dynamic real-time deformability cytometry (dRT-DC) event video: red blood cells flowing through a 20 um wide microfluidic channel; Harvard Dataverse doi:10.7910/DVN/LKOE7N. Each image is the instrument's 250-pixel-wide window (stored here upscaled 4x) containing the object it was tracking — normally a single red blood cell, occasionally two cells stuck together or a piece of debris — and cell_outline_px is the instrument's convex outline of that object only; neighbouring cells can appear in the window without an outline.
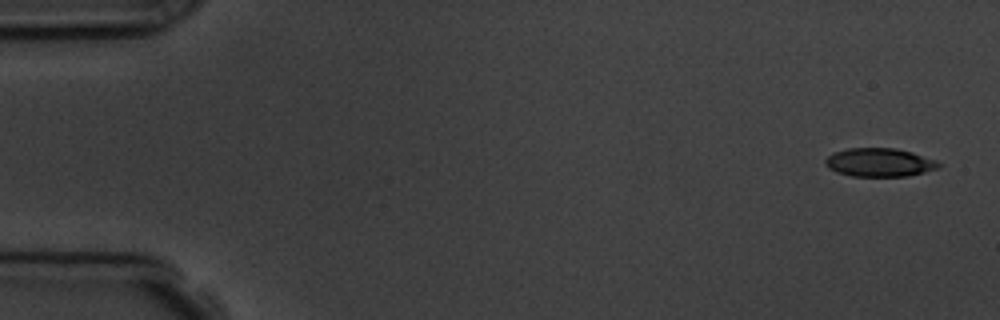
{"species": "common noctule bat (a hibernating species)", "species_latin": "Nyctalus noctula", "temperature_condition": "room temperature", "stored_images_in_passage": 5, "camera_frame_rate_fps": 3000, "um_per_image_px": 0.085, "animal": {"sex": "male", "body_mass_g": 19.5, "forearm_length_mm": 54.6}, "frame": {"image": 1, "passage_image": 1, "time_ms": 0.0, "image_size_px": [1000, 320], "cell_outline_px": [[940, 168], [908, 176], [852, 176], [836, 172], [828, 168], [824, 164], [824, 160], [832, 152], [848, 148], [896, 148], [912, 152], [936, 160], [940, 164]], "centroid_in_image_um": [74.73, 13.8], "position_along_channel_um": 10.3, "area_um2": 18.96}}